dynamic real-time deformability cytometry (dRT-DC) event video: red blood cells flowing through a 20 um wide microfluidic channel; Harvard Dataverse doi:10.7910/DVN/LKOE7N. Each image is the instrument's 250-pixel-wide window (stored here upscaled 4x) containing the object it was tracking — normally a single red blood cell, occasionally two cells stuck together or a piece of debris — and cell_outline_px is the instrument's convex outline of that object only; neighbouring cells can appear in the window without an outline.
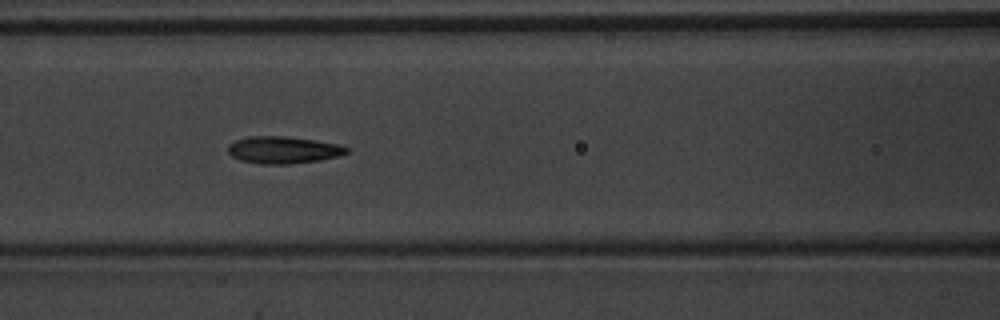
{"species": "common noctule bat (a hibernating species)", "species_latin": "Nyctalus noctula", "temperature_condition": "warm", "stored_images_in_passage": 52, "camera_frame_rate_fps": 3000, "um_per_image_px": 0.085, "animal": {"sex": "male", "body_mass_g": 20.1, "forearm_length_mm": 53.5}, "frame": {"image": 1, "passage_image": 23, "time_ms": 7.333, "image_size_px": [1000, 320], "cell_outline_px": [[348, 152], [340, 156], [320, 160], [288, 164], [260, 164], [240, 160], [232, 156], [228, 152], [228, 144], [236, 140], [248, 136], [284, 136], [312, 140], [336, 144], [348, 148]], "centroid_in_image_um": [24.04, 12.75], "position_along_channel_um": 142.6, "area_um2": 18.61}}
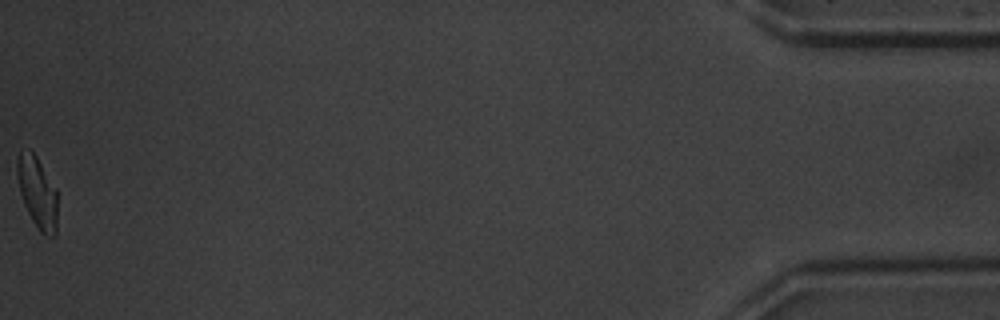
{"frame": {"image": 2, "passage_image": 52, "time_ms": 17.0, "image_size_px": [1000, 320], "cell_outline_px": [[56, 236], [44, 236], [40, 232], [32, 220], [24, 204], [20, 192], [16, 172], [16, 160], [20, 152], [32, 152], [36, 156], [56, 188]], "centroid_in_image_um": [3.17, 16.39], "position_along_channel_um": 432.0, "area_um2": 16.53}, "authors_computed_cell_mechanics": {"area_um2": 18.0914, "velocity_mm_per_s": 3.9397, "shape_relaxation_time_tau1_ms": 3.0709, "shape_relaxation_time_tau2_ms": 1.9355, "deformation_change_tau1": 0.158, "deformation_change_tau2": 0.0961}}